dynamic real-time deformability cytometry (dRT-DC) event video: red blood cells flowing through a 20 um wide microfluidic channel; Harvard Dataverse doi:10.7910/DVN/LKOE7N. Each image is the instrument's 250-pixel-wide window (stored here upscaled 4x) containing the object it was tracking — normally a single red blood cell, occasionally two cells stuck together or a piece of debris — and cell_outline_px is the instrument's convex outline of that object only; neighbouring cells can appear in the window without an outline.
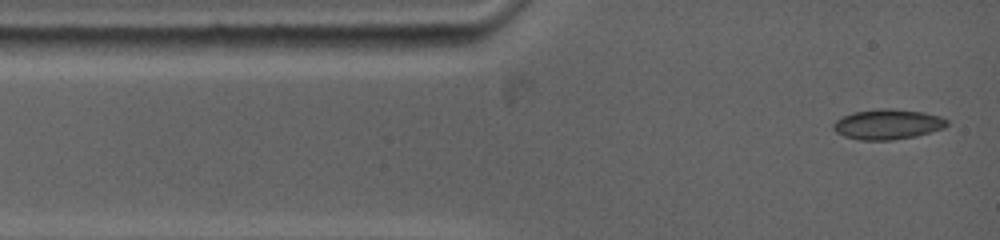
{"species": "common noctule bat (a hibernating species)", "species_latin": "Nyctalus noctula", "temperature_condition": "warm", "stored_images_in_passage": 19, "camera_frame_rate_fps": 5000, "um_per_image_px": 0.085, "animal": {"sex": "female", "body_mass_g": 19.0, "forearm_length_mm": 53.3}, "frame": {"image": 1, "passage_image": 1, "time_ms": 0.0, "image_size_px": [1000, 240], "cell_outline_px": [[948, 124], [944, 128], [916, 136], [892, 140], [860, 140], [844, 136], [836, 132], [832, 128], [832, 124], [836, 120], [852, 112], [880, 108], [892, 108], [924, 112], [940, 116], [948, 120]], "centroid_in_image_um": [75.45, 10.56], "position_along_channel_um": 9.6, "area_um2": 20.11}}
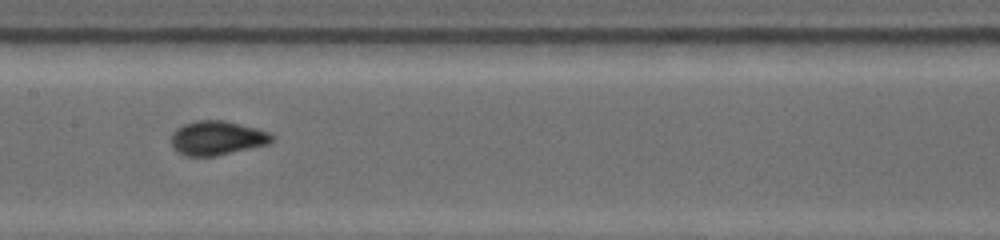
{"frame": {"image": 2, "passage_image": 11, "time_ms": 5.6, "image_size_px": [1000, 240], "cell_outline_px": [[276, 140], [268, 144], [216, 156], [184, 156], [176, 152], [172, 148], [172, 132], [176, 128], [184, 124], [196, 120], [224, 120], [256, 128], [268, 132], [276, 136]], "centroid_in_image_um": [18.45, 11.73], "position_along_channel_um": 189.0, "area_um2": 20.29}}
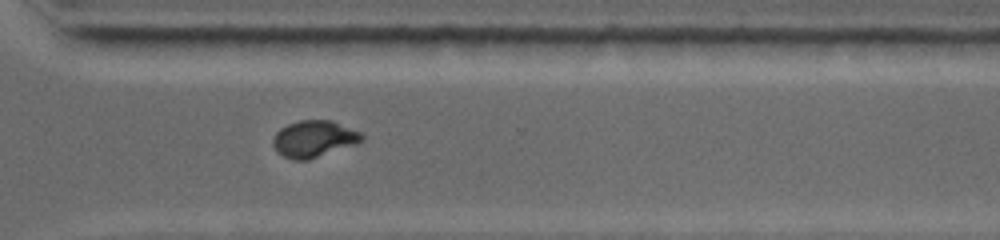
{"frame": {"image": 3, "passage_image": 19, "time_ms": 9.6, "image_size_px": [1000, 240], "cell_outline_px": [[364, 140], [356, 144], [308, 160], [292, 160], [276, 152], [272, 144], [272, 140], [276, 132], [280, 128], [288, 124], [300, 120], [332, 120], [360, 132], [364, 136]], "centroid_in_image_um": [26.67, 11.8], "position_along_channel_um": 343.9, "area_um2": 19.07}}